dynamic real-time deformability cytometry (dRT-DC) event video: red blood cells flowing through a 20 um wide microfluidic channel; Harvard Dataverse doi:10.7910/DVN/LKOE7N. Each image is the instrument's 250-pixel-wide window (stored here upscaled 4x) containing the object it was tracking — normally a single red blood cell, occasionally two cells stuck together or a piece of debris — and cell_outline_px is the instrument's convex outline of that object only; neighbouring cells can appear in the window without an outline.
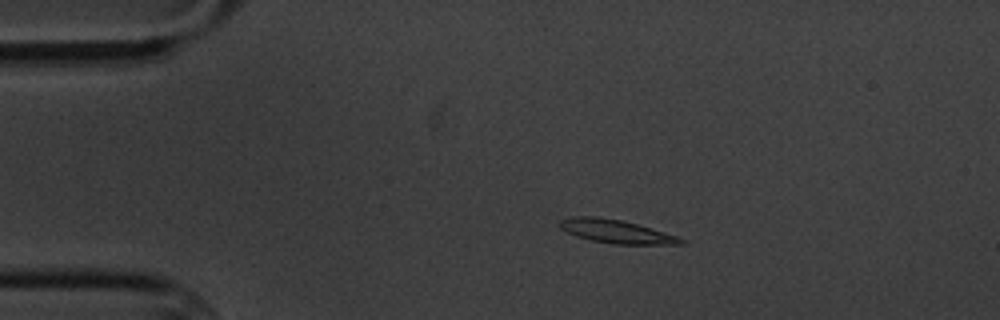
{"species": "common noctule bat (a hibernating species)", "species_latin": "Nyctalus noctula", "temperature_condition": "cold", "stored_images_in_passage": 5, "camera_frame_rate_fps": 3000, "um_per_image_px": 0.085, "animal": {"sex": "male", "body_mass_g": 20.1, "forearm_length_mm": 53.5}, "frame": {"image": 1, "passage_image": 1, "time_ms": 0.0, "image_size_px": [1000, 320], "cell_outline_px": [[688, 244], [612, 244], [592, 240], [576, 236], [560, 228], [556, 224], [560, 220], [572, 216], [596, 216], [624, 220], [676, 236], [688, 240]], "centroid_in_image_um": [52.36, 19.66], "position_along_channel_um": 32.6, "area_um2": 16.65}}
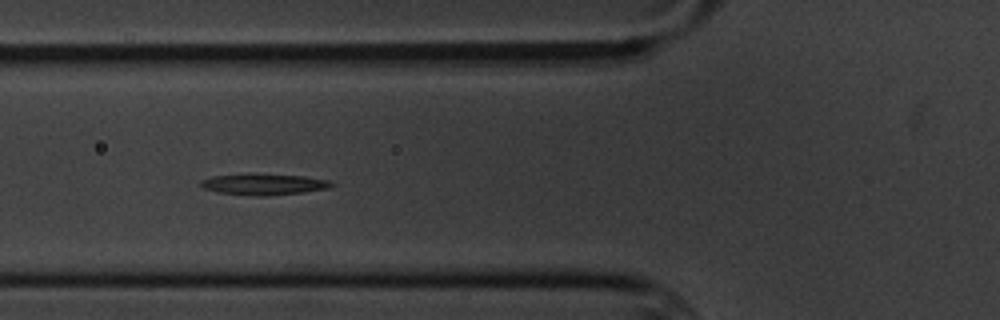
{"frame": {"image": 2, "passage_image": 4, "time_ms": 3.333, "image_size_px": [1000, 320], "cell_outline_px": [[336, 184], [328, 188], [304, 192], [264, 196], [256, 196], [216, 192], [204, 188], [200, 184], [200, 180], [212, 176], [248, 172], [252, 172], [304, 176], [328, 180]], "centroid_in_image_um": [22.39, 15.64], "position_along_channel_um": 103.4, "area_um2": 16.59}}
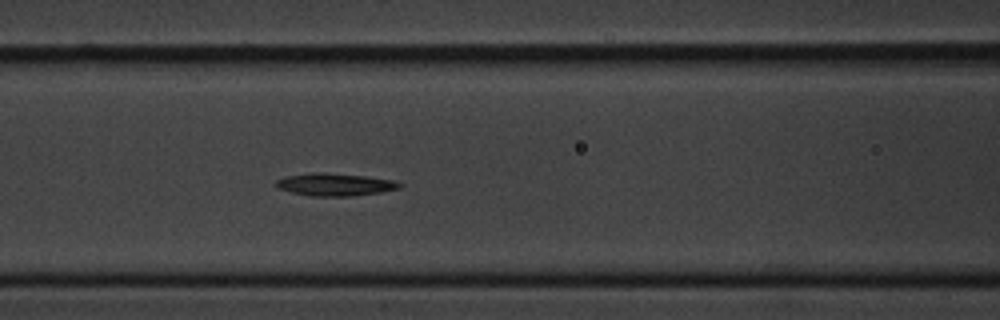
{"frame": {"image": 3, "passage_image": 5, "time_ms": 4.333, "image_size_px": [1000, 320], "cell_outline_px": [[404, 184], [400, 188], [380, 192], [352, 196], [312, 196], [292, 192], [276, 188], [276, 180], [284, 176], [316, 172], [324, 172], [364, 176], [396, 180]], "centroid_in_image_um": [28.48, 15.68], "position_along_channel_um": 138.1, "area_um2": 16.3}}